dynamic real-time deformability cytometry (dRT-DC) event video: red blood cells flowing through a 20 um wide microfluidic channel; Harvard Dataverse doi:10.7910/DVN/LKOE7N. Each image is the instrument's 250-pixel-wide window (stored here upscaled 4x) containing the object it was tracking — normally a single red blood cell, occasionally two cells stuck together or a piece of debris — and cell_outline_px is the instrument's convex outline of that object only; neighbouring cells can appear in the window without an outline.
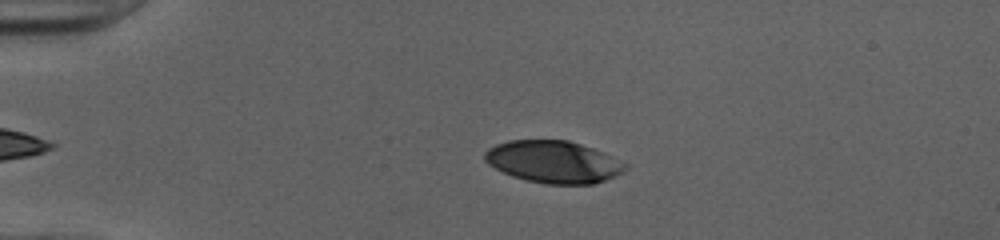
{"species": "human", "species_latin": "Homo sapiens", "temperature_condition": "cold", "stored_images_in_passage": 51, "camera_frame_rate_fps": 3000, "um_per_image_px": 0.085, "donor": {"sex": "female"}, "frame": {"image": 1, "passage_image": 12, "time_ms": 3.667, "image_size_px": [1000, 240], "cell_outline_px": [[628, 168], [624, 172], [616, 176], [596, 184], [544, 184], [512, 176], [488, 164], [484, 160], [484, 152], [488, 148], [496, 144], [508, 140], [568, 140], [604, 152], [628, 164]], "centroid_in_image_um": [47.07, 13.76], "position_along_channel_um": 37.9, "area_um2": 34.74}}
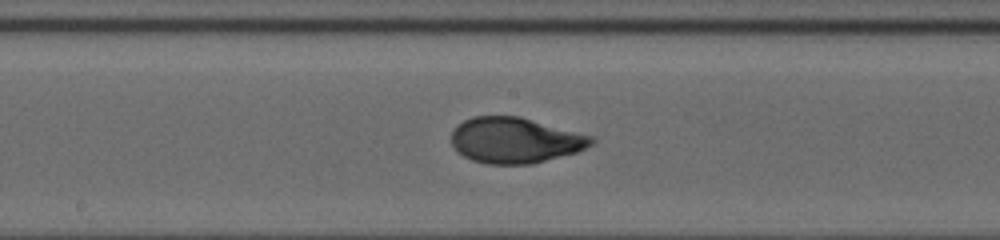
{"frame": {"image": 2, "passage_image": 28, "time_ms": 9.0, "image_size_px": [1000, 240], "cell_outline_px": [[596, 140], [592, 144], [576, 152], [532, 164], [484, 164], [472, 160], [456, 152], [452, 144], [452, 132], [456, 124], [472, 116], [520, 116], [596, 136]], "centroid_in_image_um": [43.79, 11.91], "position_along_channel_um": 204.4, "area_um2": 37.69}}
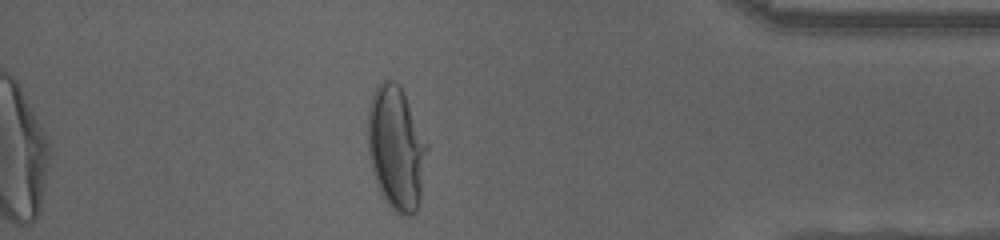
{"frame": {"image": 3, "passage_image": 45, "time_ms": 14.667, "image_size_px": [1000, 240], "cell_outline_px": [[428, 148], [420, 200], [416, 212], [412, 216], [408, 216], [396, 212], [384, 200], [380, 192], [372, 172], [368, 156], [368, 104], [380, 80], [388, 76], [400, 84], [404, 92], [428, 144]], "centroid_in_image_um": [33.67, 12.54], "position_along_channel_um": 401.5, "area_um2": 43.35}, "authors_computed_cell_mechanics": {"area_um2": 36.9342, "velocity_mm_per_s": 4.0207, "shape_relaxation_time_tau1_ms": 4.4408, "shape_relaxation_time_tau2_ms": null, "deformation_change_tau1": 0.225, "deformation_change_tau2": null}}